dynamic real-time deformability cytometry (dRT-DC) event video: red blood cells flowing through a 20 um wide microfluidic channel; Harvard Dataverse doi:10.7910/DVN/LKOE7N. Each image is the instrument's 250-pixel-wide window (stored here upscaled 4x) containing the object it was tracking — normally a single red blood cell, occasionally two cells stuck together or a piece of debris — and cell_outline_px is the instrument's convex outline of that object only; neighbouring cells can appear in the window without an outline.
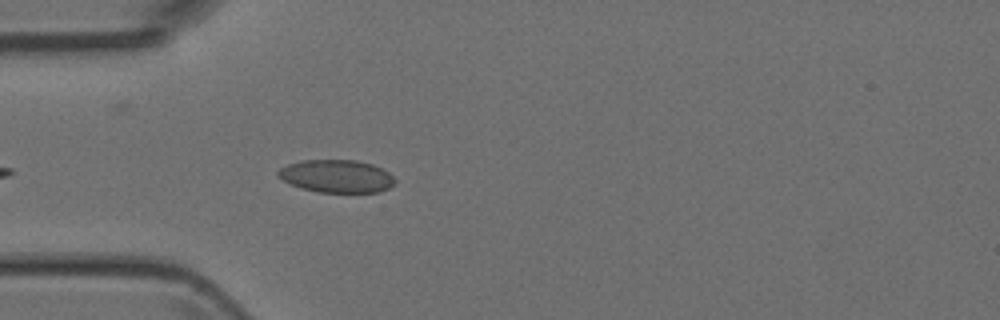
{"species": "Egyptian fruit bat (a non-hibernating species)", "species_latin": "Rousettus aegyptiacus", "temperature_condition": "room temperature", "stored_images_in_passage": 38, "camera_frame_rate_fps": 3000, "um_per_image_px": 0.085, "animal": {"sex": "female"}, "frame": {"image": 1, "passage_image": 4, "time_ms": 1.0, "image_size_px": [1000, 320], "cell_outline_px": [[396, 184], [380, 192], [320, 192], [300, 188], [276, 176], [276, 172], [280, 168], [288, 164], [304, 160], [356, 160], [372, 164], [388, 172], [396, 180]], "centroid_in_image_um": [28.61, 14.98], "position_along_channel_um": 56.4, "area_um2": 22.31}}
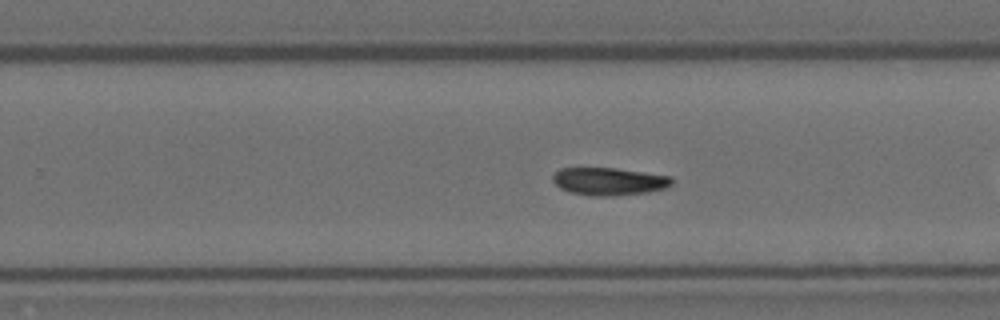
{"frame": {"image": 2, "passage_image": 18, "time_ms": 5.667, "image_size_px": [1000, 320], "cell_outline_px": [[672, 184], [664, 188], [648, 192], [604, 196], [592, 196], [572, 192], [560, 188], [552, 180], [552, 176], [560, 168], [616, 168], [672, 176]], "centroid_in_image_um": [51.76, 15.41], "position_along_channel_um": 278.0, "area_um2": 19.02}}
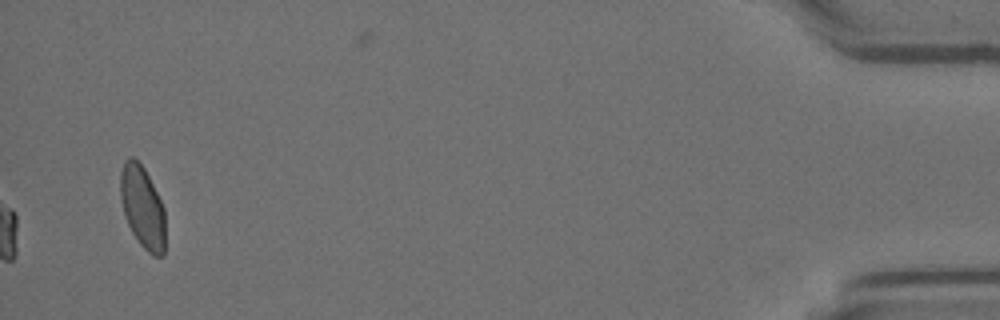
{"frame": {"image": 3, "passage_image": 38, "time_ms": 12.333, "image_size_px": [1000, 320], "cell_outline_px": [[164, 256], [152, 256], [140, 244], [132, 232], [124, 216], [120, 196], [120, 172], [124, 160], [128, 156], [132, 156], [144, 168], [164, 208]], "centroid_in_image_um": [12.09, 17.6], "position_along_channel_um": 423.1, "area_um2": 21.44}}